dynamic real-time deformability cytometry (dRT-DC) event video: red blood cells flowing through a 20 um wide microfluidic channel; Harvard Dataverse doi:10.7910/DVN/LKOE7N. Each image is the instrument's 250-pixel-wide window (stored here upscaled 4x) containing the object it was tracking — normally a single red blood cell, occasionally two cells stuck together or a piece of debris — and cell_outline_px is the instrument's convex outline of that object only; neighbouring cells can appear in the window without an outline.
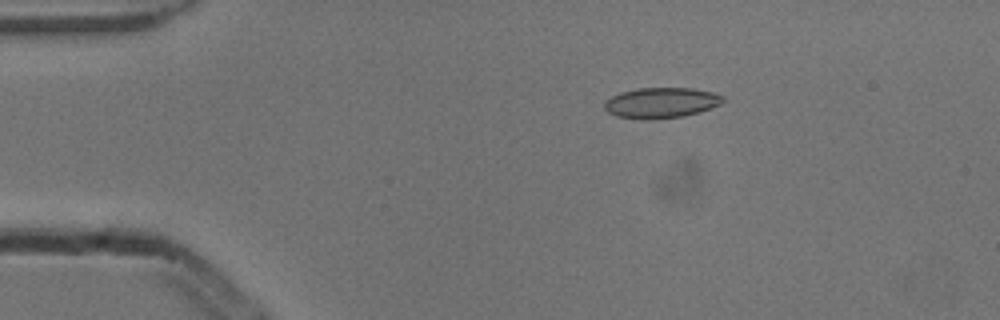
{"species": "common noctule bat (a hibernating species)", "species_latin": "Nyctalus noctula", "temperature_condition": "cold", "stored_images_in_passage": 5, "camera_frame_rate_fps": 3000, "um_per_image_px": 0.085, "animal": {"sex": "male", "body_mass_g": 13.3}, "frame": {"image": 1, "passage_image": 1, "time_ms": 0.0, "image_size_px": [1000, 320], "cell_outline_px": [[724, 100], [720, 104], [684, 116], [652, 120], [644, 120], [616, 116], [608, 112], [604, 108], [604, 104], [612, 96], [620, 92], [636, 88], [692, 88], [712, 92], [724, 96]], "centroid_in_image_um": [56.17, 8.74], "position_along_channel_um": 28.8, "area_um2": 21.04}}
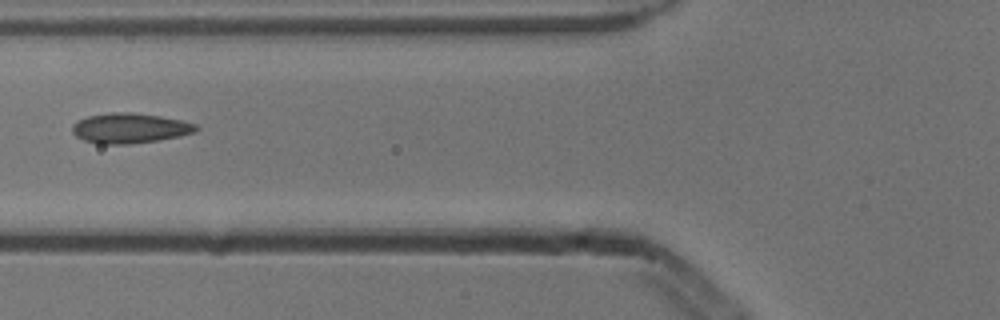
{"frame": {"image": 2, "passage_image": 4, "time_ms": 1.0, "image_size_px": [1000, 320], "cell_outline_px": [[200, 128], [196, 132], [180, 136], [156, 140], [128, 144], [100, 144], [84, 140], [76, 136], [72, 132], [72, 124], [88, 116], [112, 112], [132, 112], [160, 116], [180, 120], [196, 124]], "centroid_in_image_um": [11.04, 10.89], "position_along_channel_um": 114.8, "area_um2": 21.62}}
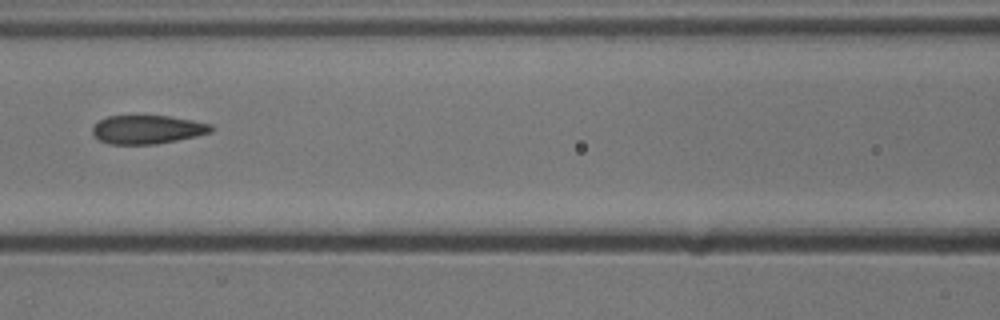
{"frame": {"image": 3, "passage_image": 5, "time_ms": 1.333, "image_size_px": [1000, 320], "cell_outline_px": [[216, 128], [212, 132], [196, 136], [156, 144], [108, 144], [100, 140], [92, 132], [92, 128], [100, 120], [108, 116], [168, 116], [192, 120], [212, 124]], "centroid_in_image_um": [12.57, 11.01], "position_along_channel_um": 154.0, "area_um2": 19.71}}